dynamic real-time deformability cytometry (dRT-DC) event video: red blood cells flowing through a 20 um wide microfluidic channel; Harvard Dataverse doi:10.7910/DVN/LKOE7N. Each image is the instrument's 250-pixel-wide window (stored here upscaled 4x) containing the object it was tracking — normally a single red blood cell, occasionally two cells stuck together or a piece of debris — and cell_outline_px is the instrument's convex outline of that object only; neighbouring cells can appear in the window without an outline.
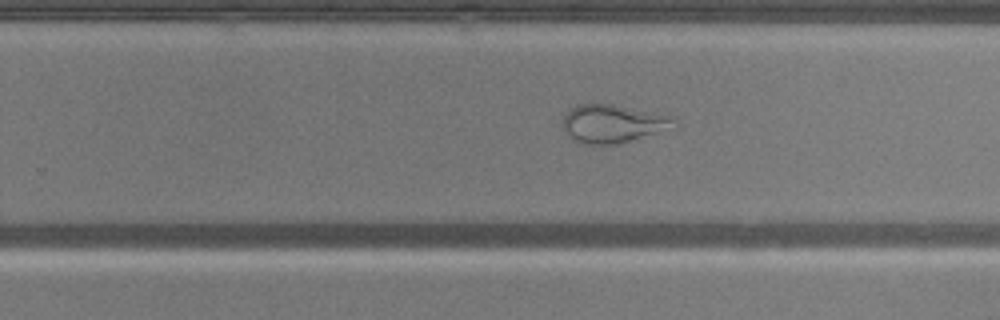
{"species": "common noctule bat (a hibernating species)", "species_latin": "Nyctalus noctula", "temperature_condition": "warm", "stored_images_in_passage": 36, "camera_frame_rate_fps": 3000, "um_per_image_px": 0.085, "animal": {"sex": "male", "body_mass_g": 20.5, "forearm_length_mm": 52.5}, "frame": {"image": 1, "passage_image": 17, "time_ms": 5.333, "image_size_px": [1000, 320], "cell_outline_px": [[676, 120], [656, 132], [616, 144], [584, 144], [572, 140], [564, 132], [564, 116], [576, 104], [612, 104], [668, 116]], "centroid_in_image_um": [51.92, 10.51], "position_along_channel_um": 277.9, "area_um2": 23.64}}
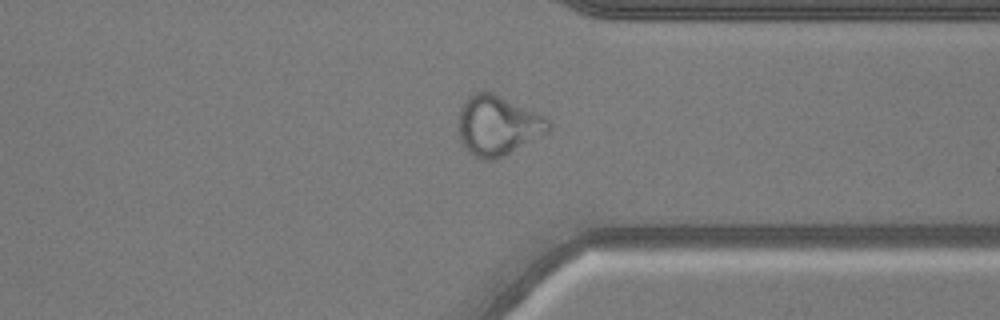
{"frame": {"image": 2, "passage_image": 24, "time_ms": 7.667, "image_size_px": [1000, 320], "cell_outline_px": [[552, 128], [548, 132], [492, 160], [484, 160], [468, 152], [460, 144], [456, 128], [456, 120], [464, 100], [468, 96], [476, 92], [492, 92], [544, 116], [552, 124]], "centroid_in_image_um": [42.23, 10.65], "position_along_channel_um": 369.2, "area_um2": 31.33}}